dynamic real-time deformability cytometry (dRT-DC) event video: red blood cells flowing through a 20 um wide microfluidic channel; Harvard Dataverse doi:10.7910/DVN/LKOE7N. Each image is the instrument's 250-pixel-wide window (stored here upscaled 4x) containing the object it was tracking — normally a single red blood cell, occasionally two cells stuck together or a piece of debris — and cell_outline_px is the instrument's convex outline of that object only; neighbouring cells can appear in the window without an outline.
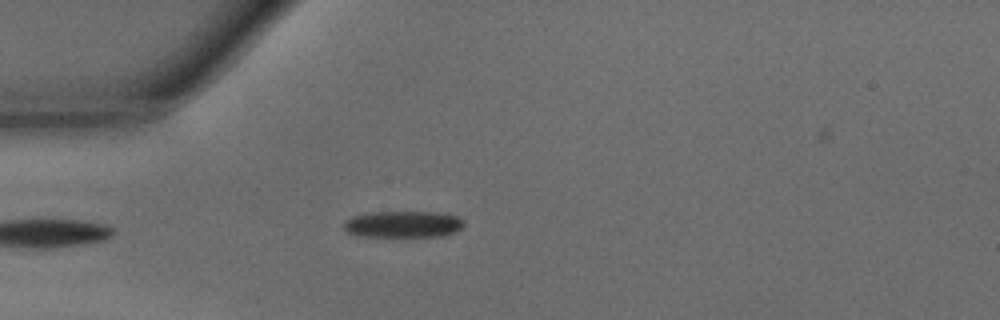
{"species": "common noctule bat (a hibernating species)", "species_latin": "Nyctalus noctula", "temperature_condition": "warm", "stored_images_in_passage": 18, "camera_frame_rate_fps": 3000, "um_per_image_px": 0.085, "animal": {"sex": "male", "body_mass_g": 15.6}, "frame": {"image": 1, "passage_image": 1, "time_ms": 0.0, "image_size_px": [1000, 320], "cell_outline_px": [[464, 224], [460, 228], [444, 236], [356, 236], [344, 232], [344, 220], [352, 216], [372, 212], [432, 212], [456, 216], [464, 220]], "centroid_in_image_um": [34.19, 19.06], "position_along_channel_um": 50.8, "area_um2": 18.55}}
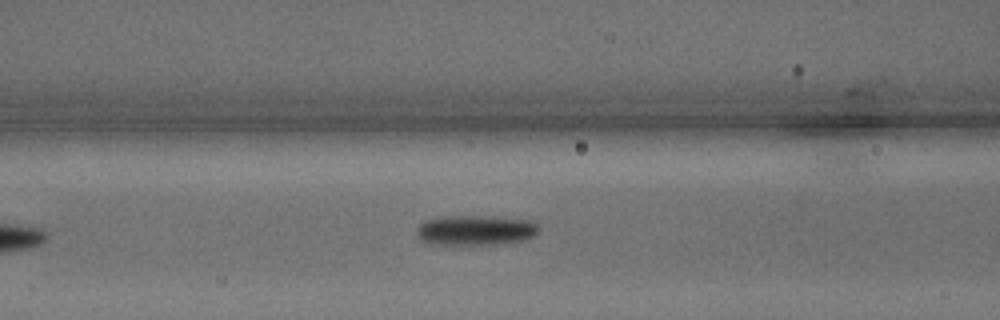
{"frame": {"image": 2, "passage_image": 7, "time_ms": 2.0, "image_size_px": [1000, 320], "cell_outline_px": [[540, 228], [536, 236], [528, 240], [492, 244], [428, 244], [420, 240], [416, 236], [416, 228], [420, 224], [428, 220], [440, 216], [480, 216], [532, 220]], "centroid_in_image_um": [40.42, 19.57], "position_along_channel_um": 126.2, "area_um2": 21.56}}
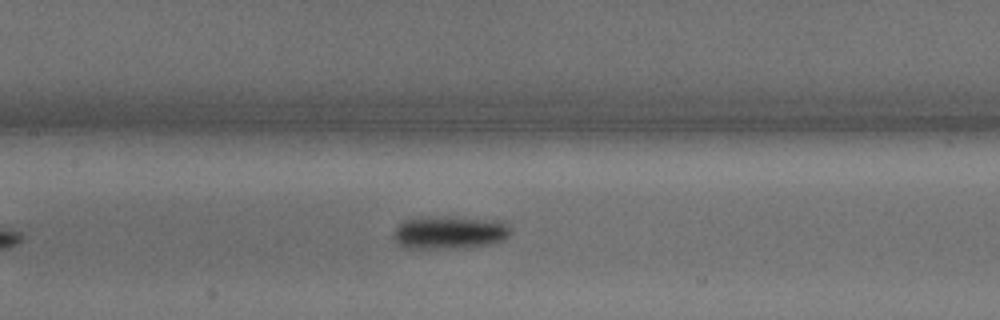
{"frame": {"image": 3, "passage_image": 10, "time_ms": 3.0, "image_size_px": [1000, 320], "cell_outline_px": [[512, 232], [504, 240], [492, 244], [448, 248], [408, 248], [396, 244], [392, 236], [392, 232], [404, 220], [444, 216], [448, 216], [504, 220], [512, 228]], "centroid_in_image_um": [38.26, 19.75], "position_along_channel_um": 169.1, "area_um2": 22.77}}